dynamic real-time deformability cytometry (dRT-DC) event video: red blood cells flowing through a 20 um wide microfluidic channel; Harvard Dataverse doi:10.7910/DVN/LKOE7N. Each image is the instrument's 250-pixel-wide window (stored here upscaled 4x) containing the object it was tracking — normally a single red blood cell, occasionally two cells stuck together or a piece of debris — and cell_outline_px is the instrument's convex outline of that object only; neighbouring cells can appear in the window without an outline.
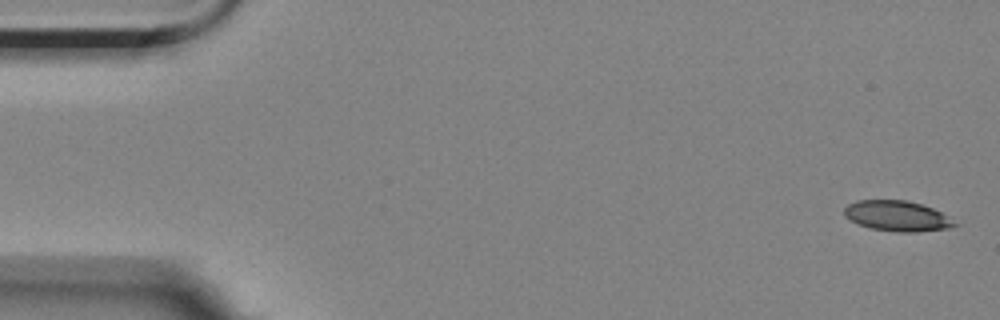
{"species": "Egyptian fruit bat (a non-hibernating species)", "species_latin": "Rousettus aegyptiacus", "temperature_condition": "room temperature", "stored_images_in_passage": 5, "camera_frame_rate_fps": 3000, "um_per_image_px": 0.085, "animal": {"sex": "female"}, "frame": {"image": 1, "passage_image": 1, "time_ms": 0.0, "image_size_px": [1000, 320], "cell_outline_px": [[960, 224], [948, 228], [916, 232], [896, 232], [872, 228], [860, 224], [844, 216], [844, 208], [848, 204], [856, 200], [908, 200], [932, 208], [948, 216]], "centroid_in_image_um": [76.27, 18.35], "position_along_channel_um": 8.7, "area_um2": 19.48}}
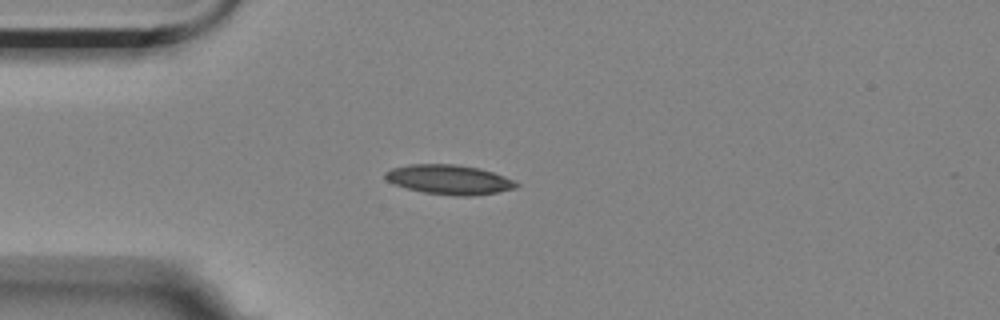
{"frame": {"image": 2, "passage_image": 5, "time_ms": 4.333, "image_size_px": [1000, 320], "cell_outline_px": [[520, 184], [516, 188], [496, 192], [468, 196], [456, 196], [424, 192], [408, 188], [396, 184], [388, 180], [384, 176], [384, 172], [392, 168], [408, 164], [456, 164], [480, 168], [504, 176]], "centroid_in_image_um": [38.18, 15.25], "position_along_channel_um": 46.8, "area_um2": 22.37}}